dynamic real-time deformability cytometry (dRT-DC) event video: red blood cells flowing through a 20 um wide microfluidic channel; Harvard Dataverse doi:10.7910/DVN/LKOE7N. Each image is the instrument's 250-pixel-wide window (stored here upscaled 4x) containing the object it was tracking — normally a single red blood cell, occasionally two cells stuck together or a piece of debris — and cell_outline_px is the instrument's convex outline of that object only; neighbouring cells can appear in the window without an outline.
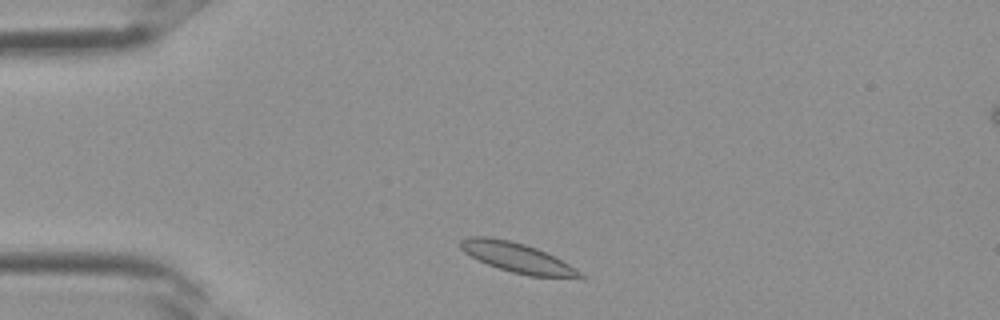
{"species": "Egyptian fruit bat (a non-hibernating species)", "species_latin": "Rousettus aegyptiacus", "temperature_condition": "room temperature", "stored_images_in_passage": 3, "camera_frame_rate_fps": 3000, "um_per_image_px": 0.085, "frame": {"image": 1, "passage_image": 1, "time_ms": 0.0, "image_size_px": [1000, 320], "cell_outline_px": [[588, 276], [584, 280], [528, 276], [512, 272], [488, 264], [464, 252], [460, 248], [460, 240], [468, 236], [488, 236], [508, 240], [524, 244], [536, 248], [576, 268]], "centroid_in_image_um": [44.07, 21.94], "position_along_channel_um": 40.9, "area_um2": 20.92}}
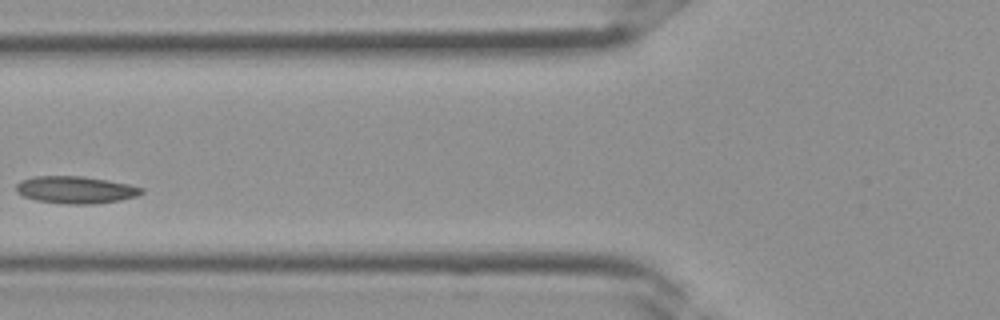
{"frame": {"image": 2, "passage_image": 3, "time_ms": 0.667, "image_size_px": [1000, 320], "cell_outline_px": [[144, 192], [136, 196], [120, 200], [92, 204], [68, 204], [36, 200], [24, 196], [16, 192], [16, 184], [20, 180], [32, 176], [84, 176], [108, 180], [128, 184], [144, 188]], "centroid_in_image_um": [6.42, 16.12], "position_along_channel_um": 119.4, "area_um2": 19.94}}